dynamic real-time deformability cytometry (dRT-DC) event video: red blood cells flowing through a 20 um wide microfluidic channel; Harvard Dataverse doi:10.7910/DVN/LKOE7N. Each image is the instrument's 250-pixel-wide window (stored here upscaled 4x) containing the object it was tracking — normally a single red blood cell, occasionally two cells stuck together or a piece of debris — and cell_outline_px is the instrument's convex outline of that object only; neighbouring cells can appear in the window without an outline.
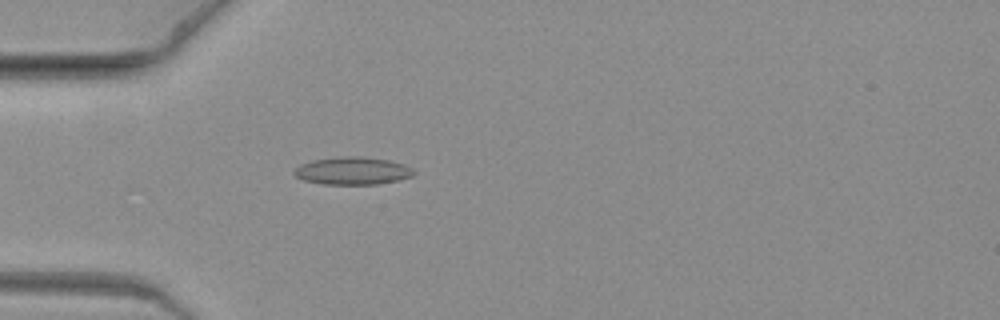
{"species": "common noctule bat (a hibernating species)", "species_latin": "Nyctalus noctula", "temperature_condition": "warm", "stored_images_in_passage": 9, "camera_frame_rate_fps": 3000, "um_per_image_px": 0.085, "animal": {"sex": "female", "body_mass_g": 19.3, "forearm_length_mm": 54.1}, "frame": {"image": 1, "passage_image": 2, "time_ms": 0.333, "image_size_px": [1000, 320], "cell_outline_px": [[416, 172], [412, 176], [400, 180], [376, 184], [324, 184], [304, 180], [296, 176], [292, 172], [300, 164], [312, 160], [340, 156], [360, 156], [388, 160], [404, 164], [412, 168]], "centroid_in_image_um": [29.98, 14.51], "position_along_channel_um": 55.0, "area_um2": 19.31}}
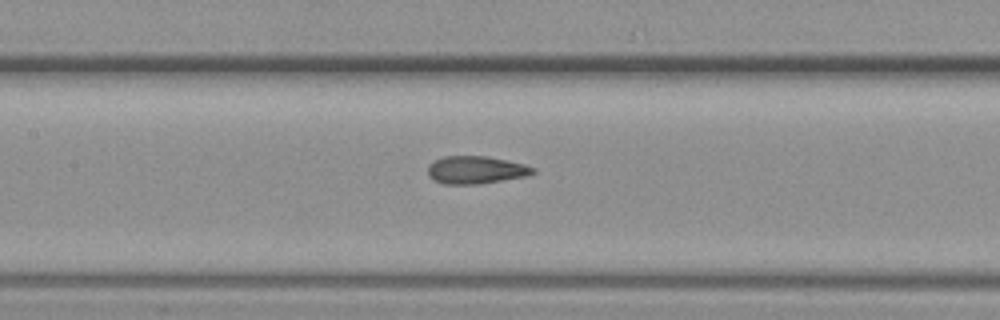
{"frame": {"image": 2, "passage_image": 6, "time_ms": 1.667, "image_size_px": [1000, 320], "cell_outline_px": [[536, 172], [528, 176], [480, 184], [444, 184], [428, 176], [428, 164], [444, 156], [488, 156], [524, 164], [536, 168]], "centroid_in_image_um": [40.48, 14.44], "position_along_channel_um": 166.9, "area_um2": 17.05}}
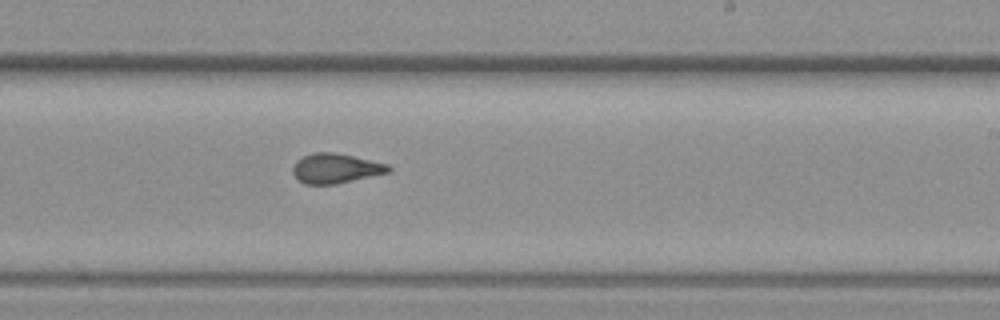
{"frame": {"image": 3, "passage_image": 9, "time_ms": 2.667, "image_size_px": [1000, 320], "cell_outline_px": [[392, 168], [388, 172], [336, 184], [304, 184], [292, 172], [292, 168], [296, 160], [312, 152], [336, 152], [388, 164]], "centroid_in_image_um": [28.51, 14.3], "position_along_channel_um": 260.5, "area_um2": 16.47}}